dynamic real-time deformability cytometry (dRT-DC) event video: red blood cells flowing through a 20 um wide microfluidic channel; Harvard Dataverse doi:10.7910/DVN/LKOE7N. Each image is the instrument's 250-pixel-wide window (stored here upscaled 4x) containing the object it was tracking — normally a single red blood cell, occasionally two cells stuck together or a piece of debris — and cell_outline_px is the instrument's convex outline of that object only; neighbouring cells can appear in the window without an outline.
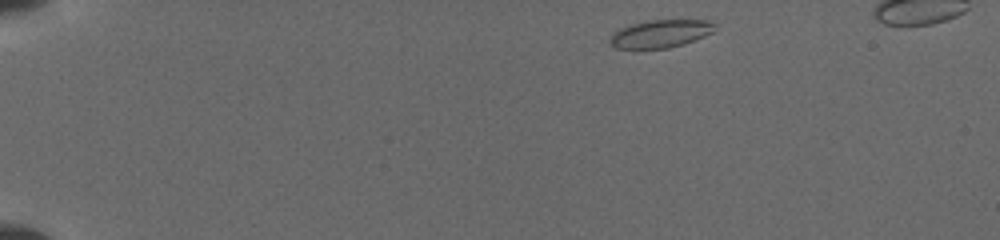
{"species": "common noctule bat (a hibernating species)", "species_latin": "Nyctalus noctula", "temperature_condition": "cold", "stored_images_in_passage": 12, "camera_frame_rate_fps": 3000, "um_per_image_px": 0.085, "animal": {"sex": "female", "body_mass_g": 19.5, "forearm_length_mm": 54.1}, "frame": {"image": 1, "passage_image": 1, "time_ms": 0.0, "image_size_px": [1000, 240], "cell_outline_px": [[716, 24], [712, 32], [696, 40], [684, 44], [668, 48], [616, 48], [608, 40], [612, 32], [628, 24], [644, 20], [708, 20]], "centroid_in_image_um": [56.11, 2.85], "position_along_channel_um": 28.9, "area_um2": 17.17}}
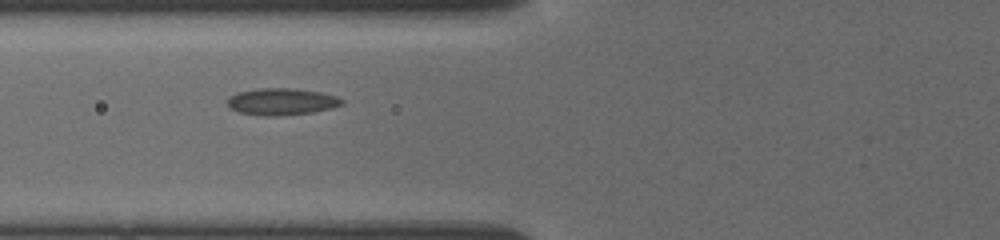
{"frame": {"image": 2, "passage_image": 9, "time_ms": 4.333, "image_size_px": [1000, 240], "cell_outline_px": [[344, 104], [332, 108], [312, 112], [280, 116], [260, 116], [236, 112], [228, 104], [228, 96], [236, 92], [260, 88], [292, 88], [320, 92], [336, 96], [344, 100]], "centroid_in_image_um": [23.92, 8.64], "position_along_channel_um": 101.9, "area_um2": 18.09}}
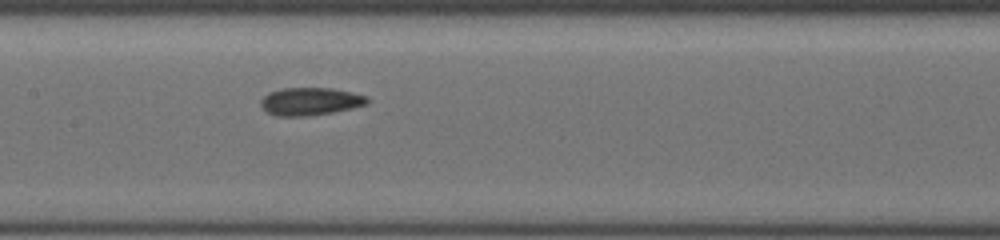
{"frame": {"image": 3, "passage_image": 12, "time_ms": 6.333, "image_size_px": [1000, 240], "cell_outline_px": [[372, 100], [368, 104], [352, 108], [332, 112], [304, 116], [276, 116], [268, 112], [260, 104], [260, 100], [268, 92], [284, 88], [332, 88], [352, 92], [368, 96]], "centroid_in_image_um": [26.41, 8.61], "position_along_channel_um": 181.0, "area_um2": 17.28}}